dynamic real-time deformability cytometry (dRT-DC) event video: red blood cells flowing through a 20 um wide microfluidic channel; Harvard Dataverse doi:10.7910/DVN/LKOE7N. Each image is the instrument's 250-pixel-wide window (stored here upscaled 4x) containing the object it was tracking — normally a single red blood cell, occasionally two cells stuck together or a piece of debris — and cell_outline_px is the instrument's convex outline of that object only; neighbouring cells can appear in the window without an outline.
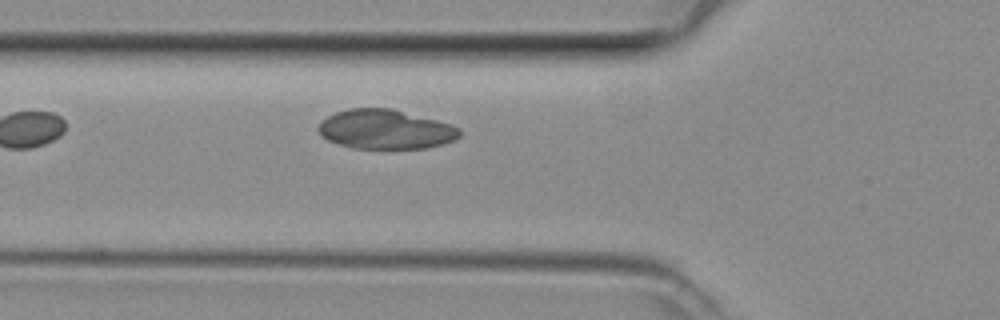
{"species": "common noctule bat (a hibernating species)", "species_latin": "Nyctalus noctula", "temperature_condition": "room temperature", "stored_images_in_passage": 2, "camera_frame_rate_fps": 3000, "um_per_image_px": 0.085, "animal": {"sex": "female", "body_mass_g": 29.2, "forearm_length_mm": 56.3}, "frame": {"image": 1, "passage_image": 2, "time_ms": 0.333, "image_size_px": [1000, 320], "cell_outline_px": [[460, 136], [444, 144], [428, 148], [352, 148], [328, 140], [320, 136], [316, 128], [328, 116], [336, 112], [348, 108], [392, 108], [452, 124], [460, 128]], "centroid_in_image_um": [32.77, 10.99], "position_along_channel_um": 93.0, "area_um2": 32.48}}